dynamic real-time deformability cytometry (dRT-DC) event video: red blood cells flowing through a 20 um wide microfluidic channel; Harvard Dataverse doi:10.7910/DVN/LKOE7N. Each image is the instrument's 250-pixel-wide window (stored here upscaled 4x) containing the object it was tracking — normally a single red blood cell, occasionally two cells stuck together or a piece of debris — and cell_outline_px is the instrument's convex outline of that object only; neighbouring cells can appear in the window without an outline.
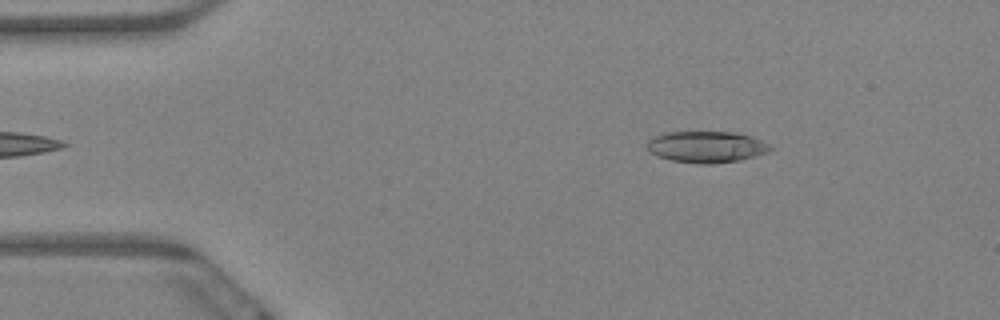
{"species": "Egyptian fruit bat (a non-hibernating species)", "species_latin": "Rousettus aegyptiacus", "temperature_condition": "warm", "stored_images_in_passage": 54, "camera_frame_rate_fps": 3000, "um_per_image_px": 0.085, "animal": {"sex": "female"}, "frame": {"image": 1, "passage_image": 3, "time_ms": 0.667, "image_size_px": [1000, 320], "cell_outline_px": [[772, 148], [768, 152], [756, 156], [740, 160], [708, 164], [672, 160], [656, 156], [648, 152], [648, 140], [652, 136], [664, 132], [736, 132], [752, 136], [768, 144]], "centroid_in_image_um": [60.02, 12.47], "position_along_channel_um": 25.0, "area_um2": 22.54}}
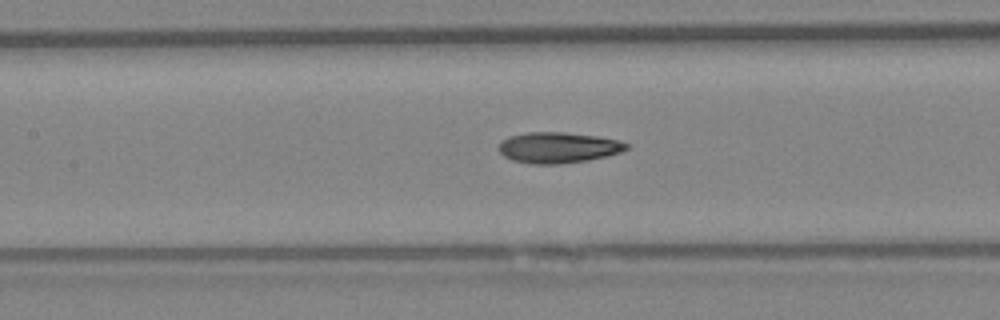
{"frame": {"image": 2, "passage_image": 21, "time_ms": 6.667, "image_size_px": [1000, 320], "cell_outline_px": [[628, 148], [620, 152], [608, 156], [588, 160], [560, 164], [532, 164], [512, 160], [504, 156], [500, 152], [500, 144], [508, 136], [528, 132], [564, 132], [596, 136], [620, 140], [628, 144]], "centroid_in_image_um": [47.47, 12.54], "position_along_channel_um": 159.9, "area_um2": 22.89}}
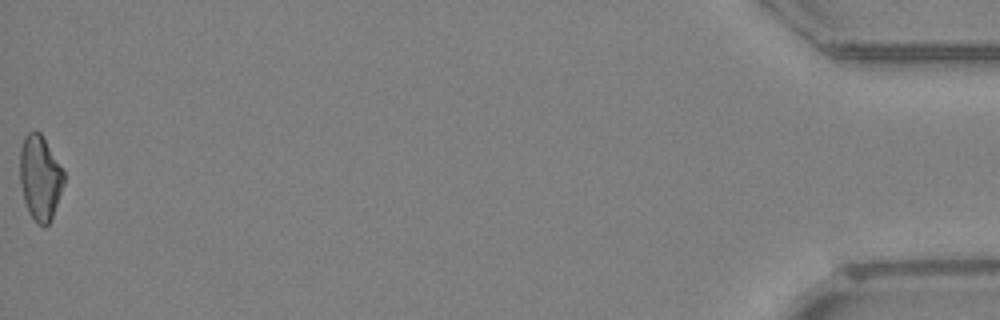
{"frame": {"image": 3, "passage_image": 54, "time_ms": 17.667, "image_size_px": [1000, 320], "cell_outline_px": [[64, 184], [52, 216], [48, 224], [44, 228], [36, 224], [28, 212], [24, 200], [20, 184], [20, 148], [24, 136], [32, 128], [40, 132], [64, 172]], "centroid_in_image_um": [3.38, 15.11], "position_along_channel_um": 431.8, "area_um2": 21.79}, "authors_computed_cell_mechanics": {"area_um2": 22.3108, "velocity_mm_per_s": 3.3933, "shape_relaxation_time_tau1_ms": 8.7468, "shape_relaxation_time_tau2_ms": 2.539, "deformation_change_tau1": 0.2214, "deformation_change_tau2": 0.0935}}